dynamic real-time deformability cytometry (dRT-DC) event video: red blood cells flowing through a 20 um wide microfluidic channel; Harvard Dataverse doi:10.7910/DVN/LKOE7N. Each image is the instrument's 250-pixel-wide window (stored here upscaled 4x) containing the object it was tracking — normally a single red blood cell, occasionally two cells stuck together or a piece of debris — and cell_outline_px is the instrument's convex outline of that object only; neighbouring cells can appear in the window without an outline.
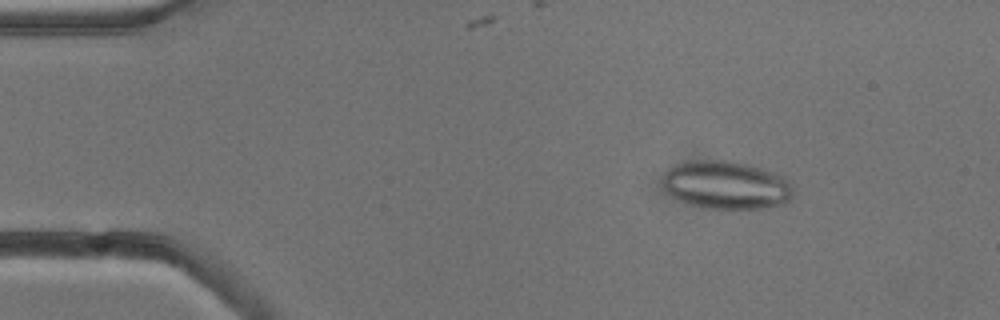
{"species": "common noctule bat (a hibernating species)", "species_latin": "Nyctalus noctula", "temperature_condition": "cold", "stored_images_in_passage": 4, "camera_frame_rate_fps": 3000, "um_per_image_px": 0.085, "animal": {"sex": "male", "body_mass_g": 13.3}, "frame": {"image": 1, "passage_image": 2, "time_ms": 1.333, "image_size_px": [1000, 320], "cell_outline_px": [[792, 196], [784, 204], [760, 208], [712, 208], [692, 204], [680, 200], [672, 196], [664, 188], [664, 176], [668, 168], [676, 164], [712, 160], [744, 164], [776, 172], [784, 176], [792, 188]], "centroid_in_image_um": [61.76, 15.74], "position_along_channel_um": 23.2, "area_um2": 35.66}}